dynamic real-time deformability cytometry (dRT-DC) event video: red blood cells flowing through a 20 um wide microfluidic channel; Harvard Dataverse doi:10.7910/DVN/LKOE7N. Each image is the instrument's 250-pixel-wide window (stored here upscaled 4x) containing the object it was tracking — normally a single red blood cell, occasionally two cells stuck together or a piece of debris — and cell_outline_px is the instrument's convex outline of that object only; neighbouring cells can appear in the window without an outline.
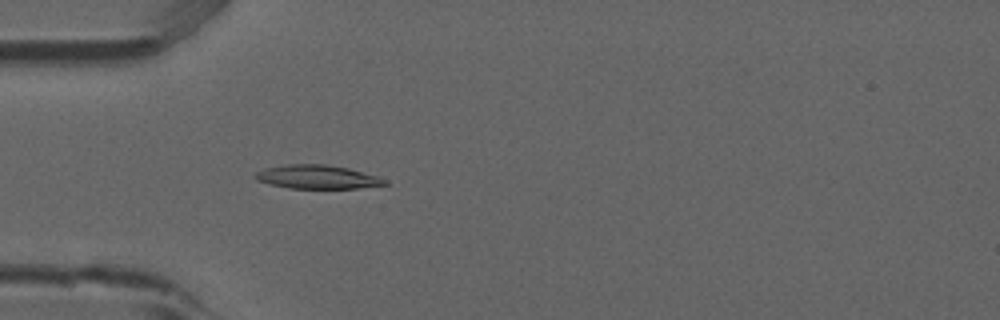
{"species": "common noctule bat (a hibernating species)", "species_latin": "Nyctalus noctula", "temperature_condition": "room temperature", "stored_images_in_passage": 21, "camera_frame_rate_fps": 3000, "um_per_image_px": 0.085, "animal": {"sex": "male", "forearm_length_mm": 52.5}, "frame": {"image": 1, "passage_image": 5, "time_ms": 1.333, "image_size_px": [1000, 320], "cell_outline_px": [[388, 184], [356, 188], [288, 188], [268, 184], [256, 180], [252, 176], [256, 172], [264, 168], [284, 164], [324, 164], [348, 168], [376, 176], [388, 180]], "centroid_in_image_um": [26.9, 15.03], "position_along_channel_um": 58.1, "area_um2": 17.92}}
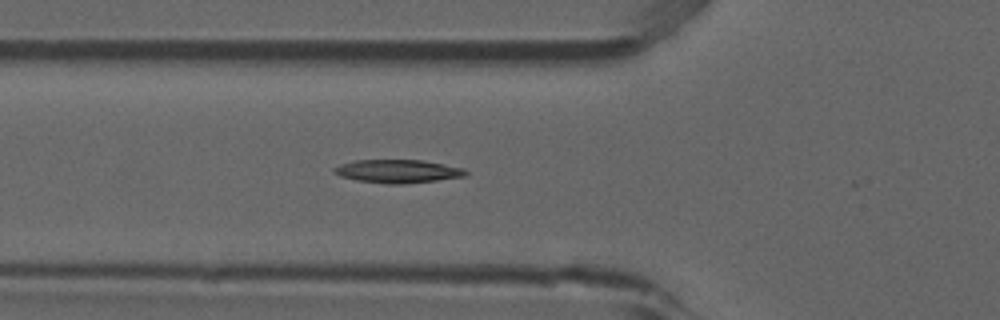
{"frame": {"image": 2, "passage_image": 8, "time_ms": 2.333, "image_size_px": [1000, 320], "cell_outline_px": [[468, 172], [464, 176], [436, 180], [404, 184], [388, 184], [356, 180], [340, 176], [332, 172], [332, 168], [340, 164], [356, 160], [420, 160], [444, 164], [464, 168]], "centroid_in_image_um": [33.77, 14.55], "position_along_channel_um": 92.0, "area_um2": 17.8}}
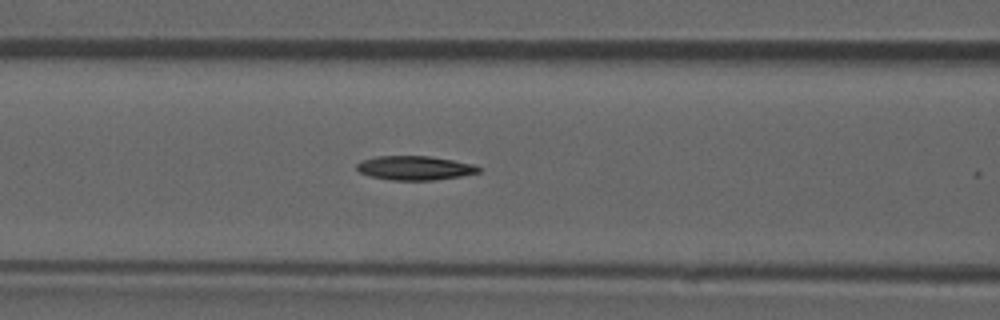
{"frame": {"image": 3, "passage_image": 11, "time_ms": 3.333, "image_size_px": [1000, 320], "cell_outline_px": [[480, 172], [460, 176], [436, 180], [392, 180], [372, 176], [360, 172], [356, 168], [356, 164], [364, 160], [376, 156], [428, 156], [476, 164], [480, 168]], "centroid_in_image_um": [35.29, 14.27], "position_along_channel_um": 131.3, "area_um2": 16.99}}